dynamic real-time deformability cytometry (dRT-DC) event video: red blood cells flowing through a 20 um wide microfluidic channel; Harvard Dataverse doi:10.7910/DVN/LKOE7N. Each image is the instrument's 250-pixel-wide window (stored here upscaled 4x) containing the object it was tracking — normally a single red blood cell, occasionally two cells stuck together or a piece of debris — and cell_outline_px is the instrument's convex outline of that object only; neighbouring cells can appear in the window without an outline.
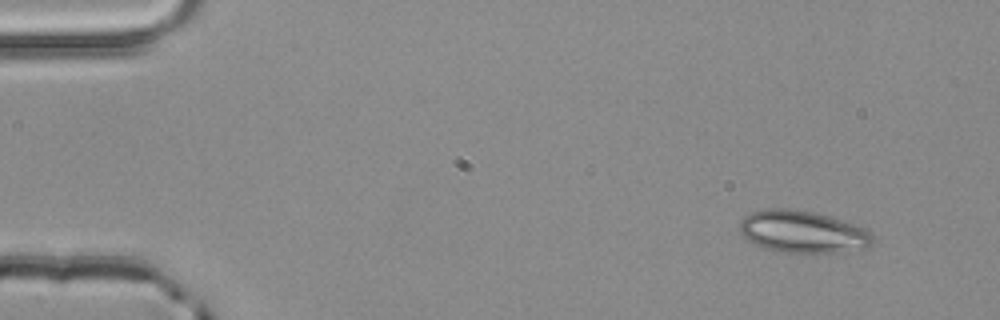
{"species": "common noctule bat (a hibernating species)", "species_latin": "Nyctalus noctula", "temperature_condition": "room temperature", "stored_images_in_passage": 3, "camera_frame_rate_fps": 3000, "um_per_image_px": 0.085, "animal": {"sex": "male", "body_mass_g": 20.4}, "frame": {"image": 1, "passage_image": 1, "time_ms": 0.0, "image_size_px": [1000, 320], "cell_outline_px": [[872, 244], [868, 248], [840, 252], [784, 252], [764, 248], [748, 240], [740, 232], [740, 220], [744, 216], [752, 212], [764, 208], [788, 208], [812, 212], [828, 216], [864, 228], [872, 232]], "centroid_in_image_um": [68.21, 19.7], "position_along_channel_um": 16.8, "area_um2": 32.48}}